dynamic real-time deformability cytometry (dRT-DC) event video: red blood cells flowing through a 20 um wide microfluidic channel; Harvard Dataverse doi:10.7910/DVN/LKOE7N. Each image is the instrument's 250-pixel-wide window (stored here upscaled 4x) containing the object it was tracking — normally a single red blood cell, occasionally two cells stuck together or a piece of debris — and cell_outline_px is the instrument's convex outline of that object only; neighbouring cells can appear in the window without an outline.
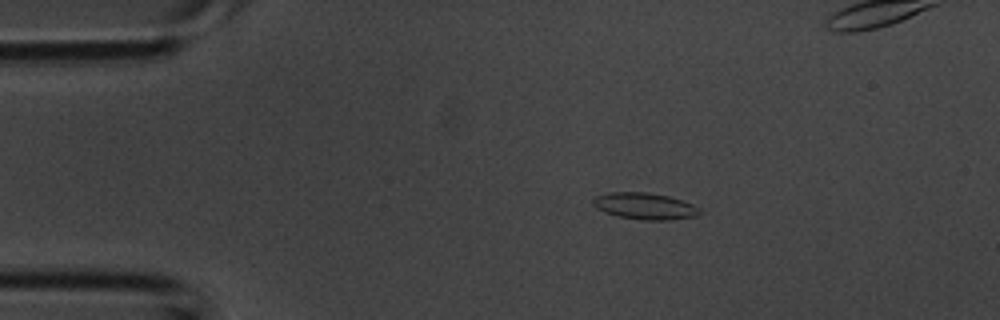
{"species": "common noctule bat (a hibernating species)", "species_latin": "Nyctalus noctula", "temperature_condition": "room temperature", "stored_images_in_passage": 4, "camera_frame_rate_fps": 3000, "um_per_image_px": 0.085, "animal": {"sex": "male", "body_mass_g": 20.1, "forearm_length_mm": 53.5}, "frame": {"image": 1, "passage_image": 2, "time_ms": 0.333, "image_size_px": [1000, 320], "cell_outline_px": [[700, 212], [696, 216], [668, 220], [640, 220], [616, 216], [604, 212], [596, 208], [592, 204], [592, 200], [596, 196], [608, 192], [648, 192], [668, 196], [692, 204], [700, 208]], "centroid_in_image_um": [54.76, 17.52], "position_along_channel_um": 30.2, "area_um2": 16.59}}